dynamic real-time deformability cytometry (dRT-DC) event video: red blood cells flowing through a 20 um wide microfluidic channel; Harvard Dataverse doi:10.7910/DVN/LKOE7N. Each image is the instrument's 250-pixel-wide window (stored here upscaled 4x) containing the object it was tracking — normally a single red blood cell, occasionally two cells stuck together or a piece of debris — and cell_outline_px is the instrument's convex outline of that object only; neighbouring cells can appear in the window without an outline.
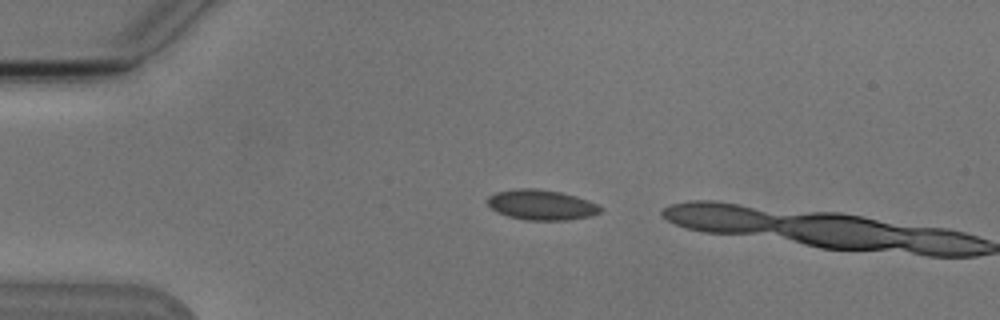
{"species": "Egyptian fruit bat (a non-hibernating species)", "species_latin": "Rousettus aegyptiacus", "temperature_condition": "cold", "stored_images_in_passage": 2, "camera_frame_rate_fps": 3000, "um_per_image_px": 0.085, "animal": {"sex": "male"}, "frame": {"image": 1, "passage_image": 1, "time_ms": 0.0, "image_size_px": [1000, 320], "cell_outline_px": [[604, 208], [600, 212], [592, 216], [568, 220], [524, 220], [508, 216], [496, 212], [488, 204], [488, 196], [496, 192], [516, 188], [536, 188], [560, 192], [576, 196], [588, 200]], "centroid_in_image_um": [46.03, 17.41], "position_along_channel_um": 39.0, "area_um2": 20.0}}